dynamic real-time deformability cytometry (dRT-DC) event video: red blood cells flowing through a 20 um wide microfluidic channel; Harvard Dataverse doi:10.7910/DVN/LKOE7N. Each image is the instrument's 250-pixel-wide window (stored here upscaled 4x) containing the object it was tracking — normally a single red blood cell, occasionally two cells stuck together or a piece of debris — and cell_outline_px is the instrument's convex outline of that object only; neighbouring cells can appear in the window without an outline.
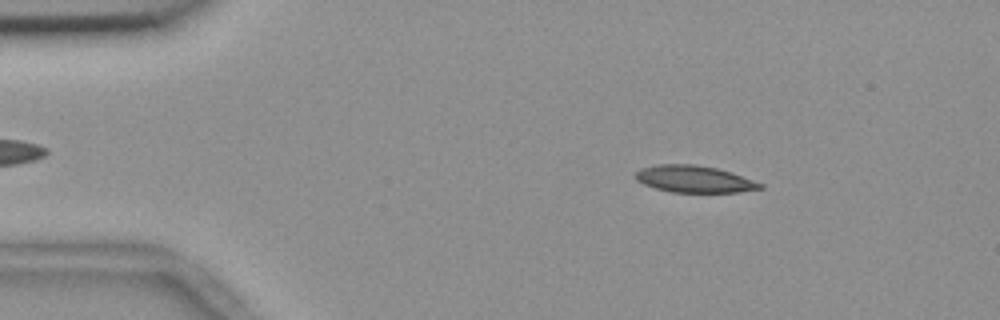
{"species": "common noctule bat (a hibernating species)", "species_latin": "Nyctalus noctula", "temperature_condition": "room temperature", "stored_images_in_passage": 54, "camera_frame_rate_fps": 3000, "um_per_image_px": 0.085, "animal": {"sex": "female", "body_mass_g": 18.4}, "frame": {"image": 1, "passage_image": 8, "time_ms": 2.333, "image_size_px": [1000, 320], "cell_outline_px": [[764, 188], [740, 192], [672, 192], [656, 188], [644, 184], [636, 180], [632, 176], [640, 168], [656, 164], [692, 164], [716, 168], [732, 172], [764, 184]], "centroid_in_image_um": [59.0, 15.22], "position_along_channel_um": 26.0, "area_um2": 19.65}}
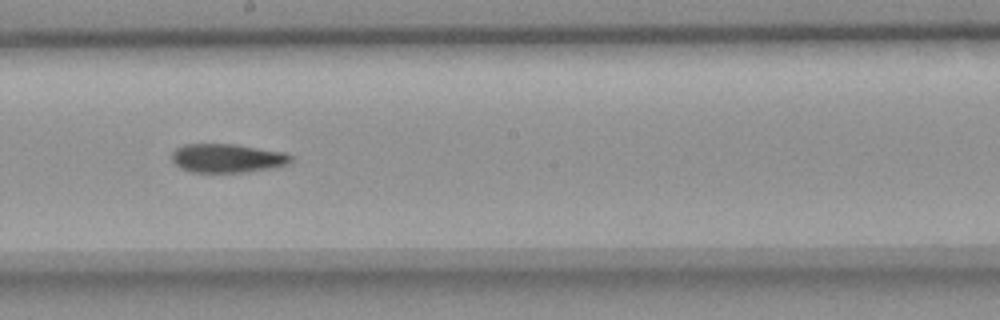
{"frame": {"image": 2, "passage_image": 30, "time_ms": 9.667, "image_size_px": [1000, 320], "cell_outline_px": [[292, 160], [284, 164], [268, 168], [244, 172], [192, 172], [180, 168], [172, 160], [172, 152], [176, 148], [184, 144], [236, 144], [284, 152], [292, 156]], "centroid_in_image_um": [19.27, 13.43], "position_along_channel_um": 228.9, "area_um2": 19.77}}
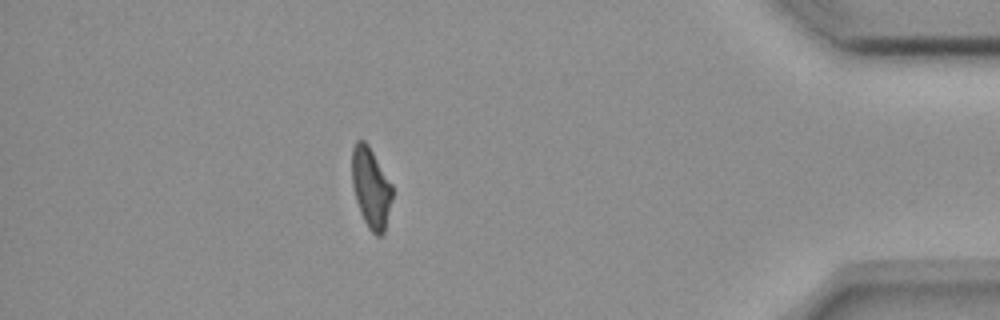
{"frame": {"image": 3, "passage_image": 48, "time_ms": 15.667, "image_size_px": [1000, 320], "cell_outline_px": [[392, 196], [384, 232], [380, 236], [376, 236], [368, 228], [360, 212], [356, 200], [352, 184], [352, 148], [356, 140], [364, 140], [368, 144], [392, 184]], "centroid_in_image_um": [31.51, 15.94], "position_along_channel_um": 403.7, "area_um2": 18.79}, "authors_computed_cell_mechanics": {"area_um2": 20.2878, "velocity_mm_per_s": 3.657, "shape_relaxation_time_tau1_ms": 10.4344, "shape_relaxation_time_tau2_ms": 10.9565, "deformation_change_tau1": 0.2299, "deformation_change_tau2": 0.2145}}